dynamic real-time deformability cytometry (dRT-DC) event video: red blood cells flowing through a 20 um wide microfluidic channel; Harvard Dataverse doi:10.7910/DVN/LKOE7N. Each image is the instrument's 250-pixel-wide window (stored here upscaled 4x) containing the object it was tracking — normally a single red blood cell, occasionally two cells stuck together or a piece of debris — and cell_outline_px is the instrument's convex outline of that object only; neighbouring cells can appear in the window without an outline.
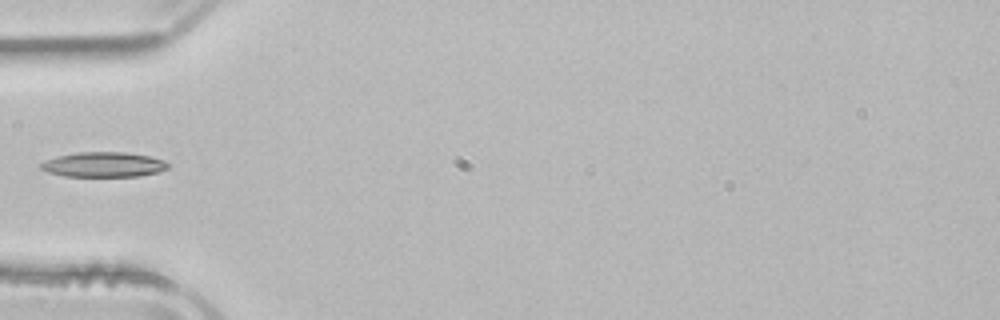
{"species": "common noctule bat (a hibernating species)", "species_latin": "Nyctalus noctula", "temperature_condition": "room temperature", "stored_images_in_passage": 35, "camera_frame_rate_fps": 3000, "um_per_image_px": 0.085, "animal": {"sex": "male", "body_mass_g": 21.5, "forearm_length_mm": 52.0}, "frame": {"image": 1, "passage_image": 1, "time_ms": 0.0, "image_size_px": [1000, 320], "cell_outline_px": [[168, 168], [160, 172], [140, 176], [64, 176], [48, 172], [40, 168], [40, 164], [44, 160], [56, 156], [80, 152], [124, 152], [148, 156], [164, 160], [168, 164]], "centroid_in_image_um": [8.8, 13.99], "position_along_channel_um": 76.2, "area_um2": 18.5}}
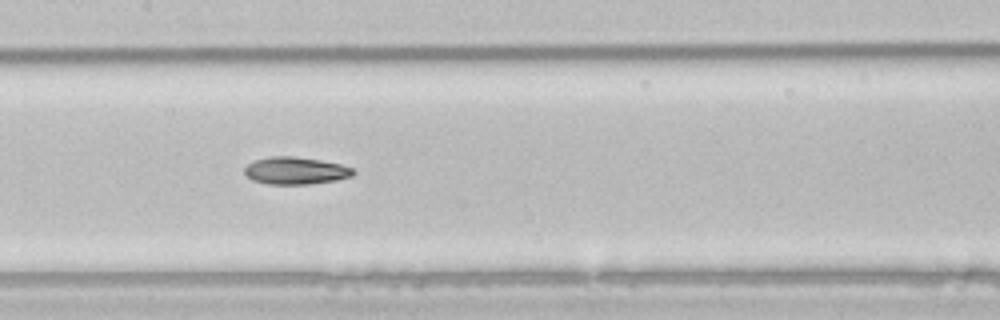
{"frame": {"image": 2, "passage_image": 9, "time_ms": 2.667, "image_size_px": [1000, 320], "cell_outline_px": [[356, 172], [352, 176], [336, 180], [312, 184], [268, 184], [252, 180], [244, 172], [244, 168], [248, 164], [256, 160], [272, 156], [292, 156], [320, 160], [340, 164], [352, 168]], "centroid_in_image_um": [25.13, 14.51], "position_along_channel_um": 182.3, "area_um2": 17.22}}
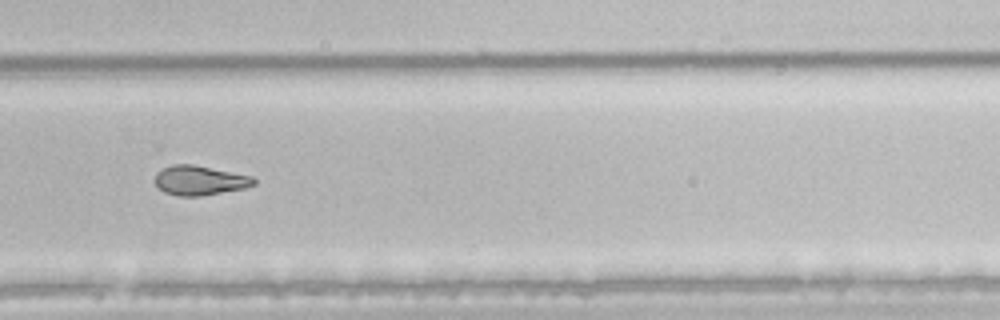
{"frame": {"image": 3, "passage_image": 19, "time_ms": 6.0, "image_size_px": [1000, 320], "cell_outline_px": [[256, 184], [244, 188], [200, 196], [176, 196], [164, 192], [156, 184], [156, 172], [172, 164], [192, 164], [252, 176], [256, 180]], "centroid_in_image_um": [16.97, 15.33], "position_along_channel_um": 312.8, "area_um2": 16.88}}